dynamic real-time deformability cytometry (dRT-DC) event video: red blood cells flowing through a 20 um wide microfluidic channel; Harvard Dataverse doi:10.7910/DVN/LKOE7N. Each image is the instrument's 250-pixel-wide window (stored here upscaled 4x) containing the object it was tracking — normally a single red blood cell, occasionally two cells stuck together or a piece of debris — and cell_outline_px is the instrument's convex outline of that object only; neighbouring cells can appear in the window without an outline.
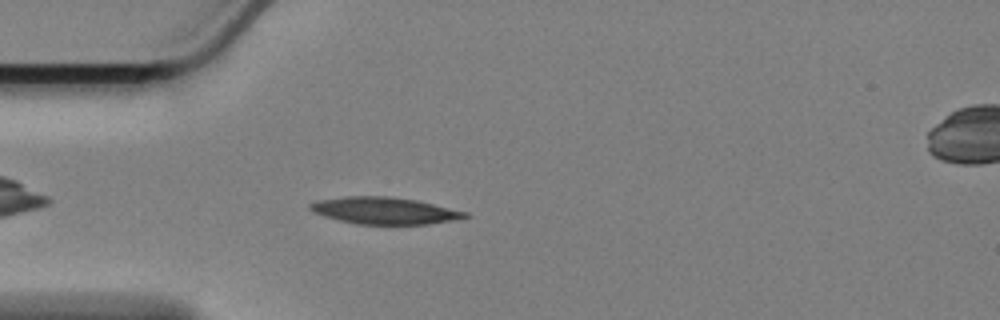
{"species": "Egyptian fruit bat (a non-hibernating species)", "species_latin": "Rousettus aegyptiacus", "temperature_condition": "cold", "stored_images_in_passage": 47, "camera_frame_rate_fps": 3000, "um_per_image_px": 0.085, "animal": {"sex": "female"}, "frame": {"image": 1, "passage_image": 5, "time_ms": 1.333, "image_size_px": [1000, 320], "cell_outline_px": [[468, 216], [428, 224], [356, 224], [324, 216], [312, 212], [308, 208], [308, 204], [316, 200], [344, 196], [388, 196], [416, 200], [468, 212]], "centroid_in_image_um": [32.58, 17.89], "position_along_channel_um": 52.4, "area_um2": 24.1}}
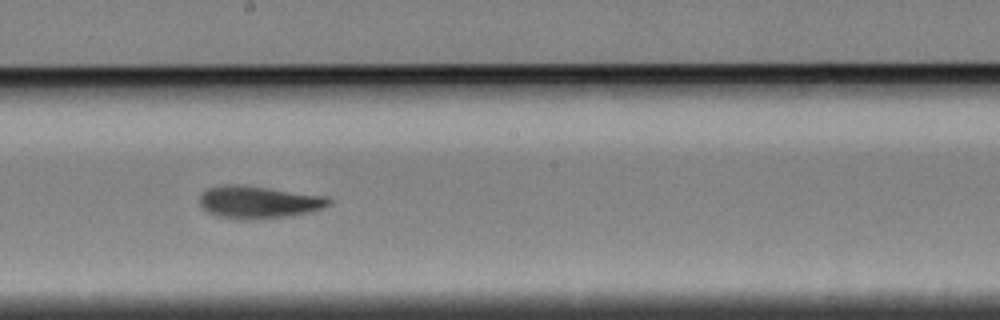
{"frame": {"image": 2, "passage_image": 21, "time_ms": 6.667, "image_size_px": [1000, 320], "cell_outline_px": [[332, 204], [308, 212], [288, 216], [260, 220], [240, 220], [216, 216], [208, 212], [200, 204], [200, 196], [208, 188], [224, 184], [236, 184], [268, 188], [328, 196], [332, 200]], "centroid_in_image_um": [21.98, 17.19], "position_along_channel_um": 226.2, "area_um2": 24.57}}
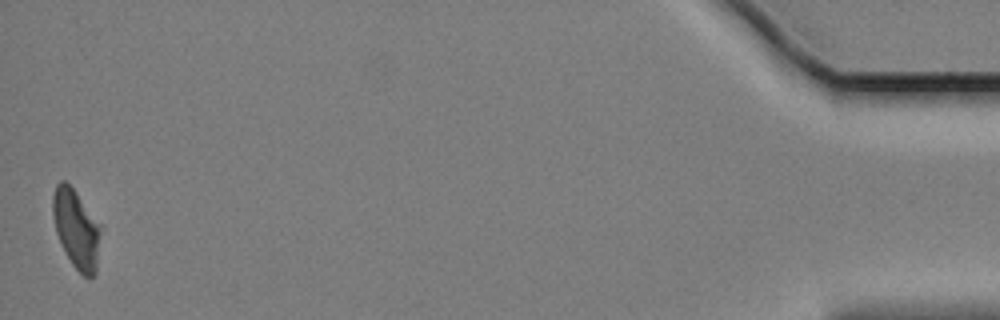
{"frame": {"image": 3, "passage_image": 47, "time_ms": 15.333, "image_size_px": [1000, 320], "cell_outline_px": [[100, 224], [96, 272], [88, 280], [72, 264], [56, 232], [52, 216], [52, 196], [56, 184], [60, 180], [64, 180], [76, 192]], "centroid_in_image_um": [6.46, 19.43], "position_along_channel_um": 428.7, "area_um2": 21.56}, "authors_computed_cell_mechanics": {"area_um2": 23.5824, "velocity_mm_per_s": 3.3962, "shape_relaxation_time_tau1_ms": 4.5789, "shape_relaxation_time_tau2_ms": 4.1089, "deformation_change_tau1": 0.1506, "deformation_change_tau2": 0.1065}}